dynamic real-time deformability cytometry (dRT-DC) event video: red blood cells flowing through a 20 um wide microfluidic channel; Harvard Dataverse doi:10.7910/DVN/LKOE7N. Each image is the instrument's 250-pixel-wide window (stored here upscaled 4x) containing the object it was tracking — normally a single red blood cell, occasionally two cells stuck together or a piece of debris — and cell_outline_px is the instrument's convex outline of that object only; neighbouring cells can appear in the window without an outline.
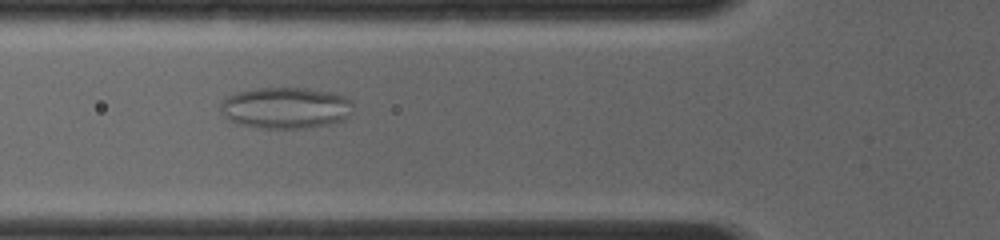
{"species": "common noctule bat (a hibernating species)", "species_latin": "Nyctalus noctula", "temperature_condition": "room temperature", "stored_images_in_passage": 5, "camera_frame_rate_fps": 4000, "um_per_image_px": 0.085, "animal": {"sex": "female", "body_mass_g": 19.0, "forearm_length_mm": 56.7}, "frame": {"image": 1, "passage_image": 3, "time_ms": 2.0, "image_size_px": [1000, 240], "cell_outline_px": [[352, 104], [348, 116], [344, 120], [304, 128], [260, 128], [236, 124], [228, 120], [220, 112], [220, 104], [224, 96], [236, 92], [256, 88], [308, 88], [332, 92], [348, 96], [352, 100]], "centroid_in_image_um": [24.23, 9.15], "position_along_channel_um": 101.6, "area_um2": 32.31}}
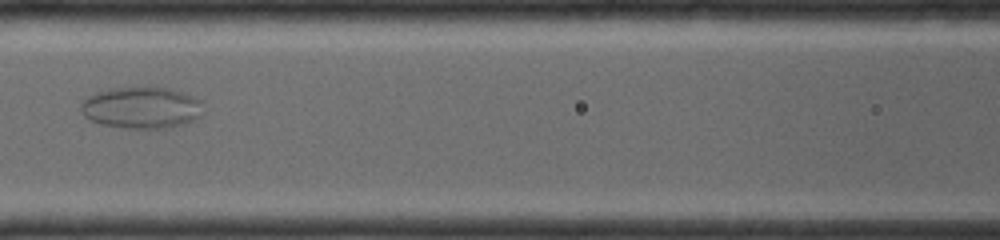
{"frame": {"image": 2, "passage_image": 4, "time_ms": 3.25, "image_size_px": [1000, 240], "cell_outline_px": [[200, 116], [192, 120], [180, 124], [164, 128], [132, 128], [104, 124], [92, 120], [84, 116], [80, 112], [80, 104], [88, 96], [96, 92], [112, 88], [168, 88], [184, 92], [200, 100]], "centroid_in_image_um": [11.98, 9.14], "position_along_channel_um": 154.6, "area_um2": 29.02}}